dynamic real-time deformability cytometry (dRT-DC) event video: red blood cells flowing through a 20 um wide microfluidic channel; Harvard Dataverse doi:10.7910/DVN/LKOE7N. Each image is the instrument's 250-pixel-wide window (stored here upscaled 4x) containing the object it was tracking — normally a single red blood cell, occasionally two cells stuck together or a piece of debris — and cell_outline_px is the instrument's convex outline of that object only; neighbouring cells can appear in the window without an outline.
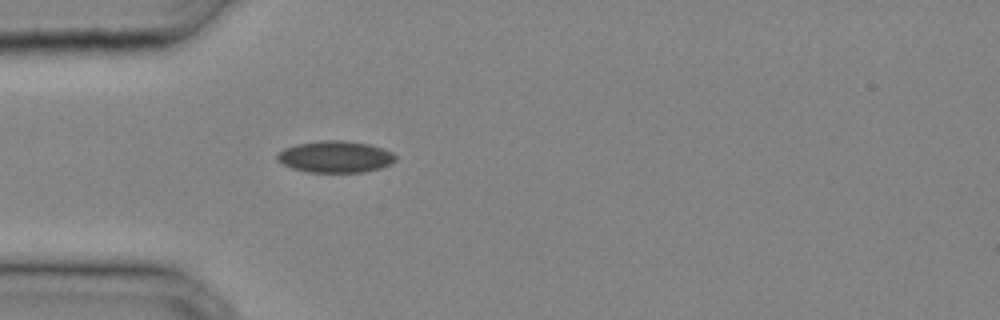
{"species": "common noctule bat (a hibernating species)", "species_latin": "Nyctalus noctula", "temperature_condition": "cold", "stored_images_in_passage": 33, "camera_frame_rate_fps": 3000, "um_per_image_px": 0.085, "animal": {"sex": "male", "body_mass_g": 20.4}, "frame": {"image": 1, "passage_image": 9, "time_ms": 2.667, "image_size_px": [1000, 320], "cell_outline_px": [[396, 160], [392, 164], [380, 168], [364, 172], [304, 172], [292, 168], [276, 160], [276, 156], [284, 148], [296, 144], [320, 140], [344, 140], [368, 144], [392, 152], [396, 156]], "centroid_in_image_um": [28.49, 13.33], "position_along_channel_um": 56.5, "area_um2": 21.91}}
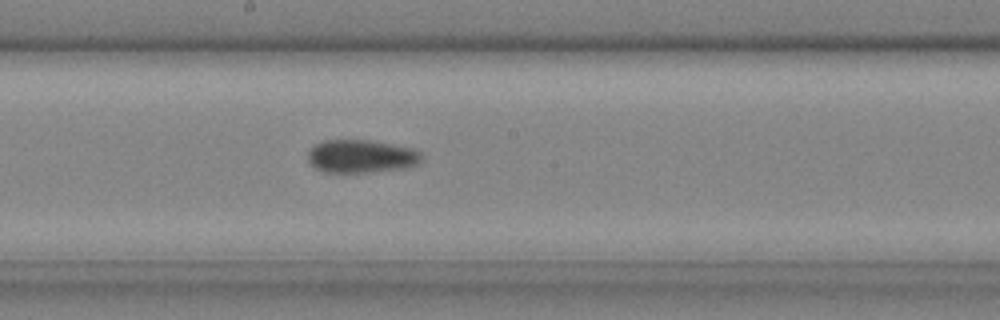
{"frame": {"image": 2, "passage_image": 18, "time_ms": 5.667, "image_size_px": [1000, 320], "cell_outline_px": [[420, 164], [408, 168], [372, 172], [324, 172], [316, 168], [308, 160], [308, 152], [316, 144], [324, 140], [368, 140], [392, 144], [412, 148], [420, 152]], "centroid_in_image_um": [30.73, 13.29], "position_along_channel_um": 217.5, "area_um2": 21.91}}
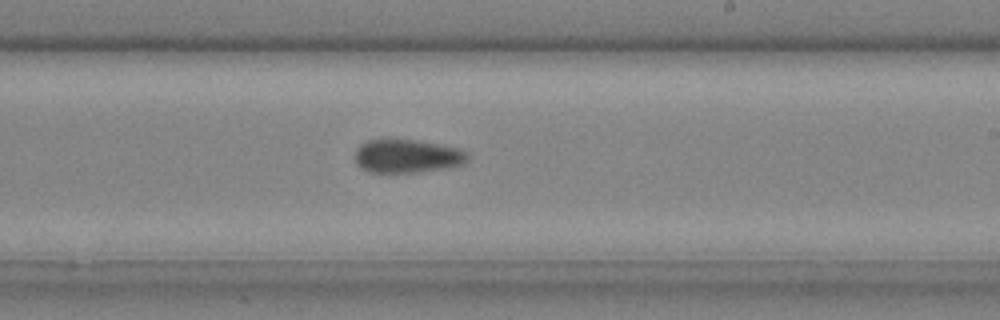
{"frame": {"image": 3, "passage_image": 20, "time_ms": 6.333, "image_size_px": [1000, 320], "cell_outline_px": [[468, 160], [464, 164], [452, 168], [420, 172], [368, 172], [356, 160], [356, 148], [360, 144], [368, 140], [388, 136], [420, 140], [460, 148], [468, 152]], "centroid_in_image_um": [34.66, 13.22], "position_along_channel_um": 254.3, "area_um2": 22.83}}